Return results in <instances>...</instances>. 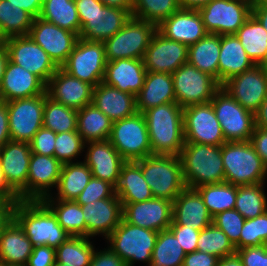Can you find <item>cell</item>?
<instances>
[{
  "label": "cell",
  "mask_w": 267,
  "mask_h": 266,
  "mask_svg": "<svg viewBox=\"0 0 267 266\" xmlns=\"http://www.w3.org/2000/svg\"><path fill=\"white\" fill-rule=\"evenodd\" d=\"M143 115L152 155L179 156L185 144L183 108L177 102H171L149 108Z\"/></svg>",
  "instance_id": "cell-1"
},
{
  "label": "cell",
  "mask_w": 267,
  "mask_h": 266,
  "mask_svg": "<svg viewBox=\"0 0 267 266\" xmlns=\"http://www.w3.org/2000/svg\"><path fill=\"white\" fill-rule=\"evenodd\" d=\"M13 219L20 225L34 247L57 248L71 235L42 200H21L14 204Z\"/></svg>",
  "instance_id": "cell-2"
},
{
  "label": "cell",
  "mask_w": 267,
  "mask_h": 266,
  "mask_svg": "<svg viewBox=\"0 0 267 266\" xmlns=\"http://www.w3.org/2000/svg\"><path fill=\"white\" fill-rule=\"evenodd\" d=\"M179 157L186 187L225 182L221 146L185 143Z\"/></svg>",
  "instance_id": "cell-3"
},
{
  "label": "cell",
  "mask_w": 267,
  "mask_h": 266,
  "mask_svg": "<svg viewBox=\"0 0 267 266\" xmlns=\"http://www.w3.org/2000/svg\"><path fill=\"white\" fill-rule=\"evenodd\" d=\"M81 22L79 38L104 42L131 19L132 8L105 6L100 0H74Z\"/></svg>",
  "instance_id": "cell-4"
},
{
  "label": "cell",
  "mask_w": 267,
  "mask_h": 266,
  "mask_svg": "<svg viewBox=\"0 0 267 266\" xmlns=\"http://www.w3.org/2000/svg\"><path fill=\"white\" fill-rule=\"evenodd\" d=\"M225 182L239 186L265 183L267 168L250 141L221 145Z\"/></svg>",
  "instance_id": "cell-5"
},
{
  "label": "cell",
  "mask_w": 267,
  "mask_h": 266,
  "mask_svg": "<svg viewBox=\"0 0 267 266\" xmlns=\"http://www.w3.org/2000/svg\"><path fill=\"white\" fill-rule=\"evenodd\" d=\"M154 197L174 201L186 188L179 156L150 155L135 161Z\"/></svg>",
  "instance_id": "cell-6"
},
{
  "label": "cell",
  "mask_w": 267,
  "mask_h": 266,
  "mask_svg": "<svg viewBox=\"0 0 267 266\" xmlns=\"http://www.w3.org/2000/svg\"><path fill=\"white\" fill-rule=\"evenodd\" d=\"M157 235L156 231L132 225L122 218L106 242L127 266H134L137 261L150 266Z\"/></svg>",
  "instance_id": "cell-7"
},
{
  "label": "cell",
  "mask_w": 267,
  "mask_h": 266,
  "mask_svg": "<svg viewBox=\"0 0 267 266\" xmlns=\"http://www.w3.org/2000/svg\"><path fill=\"white\" fill-rule=\"evenodd\" d=\"M156 31V24L131 17L122 29L103 42L107 62L143 59Z\"/></svg>",
  "instance_id": "cell-8"
},
{
  "label": "cell",
  "mask_w": 267,
  "mask_h": 266,
  "mask_svg": "<svg viewBox=\"0 0 267 266\" xmlns=\"http://www.w3.org/2000/svg\"><path fill=\"white\" fill-rule=\"evenodd\" d=\"M126 161H137L152 155L147 122L143 113L114 121L108 139Z\"/></svg>",
  "instance_id": "cell-9"
},
{
  "label": "cell",
  "mask_w": 267,
  "mask_h": 266,
  "mask_svg": "<svg viewBox=\"0 0 267 266\" xmlns=\"http://www.w3.org/2000/svg\"><path fill=\"white\" fill-rule=\"evenodd\" d=\"M210 102L226 142L250 141L255 129L254 113L246 110L222 88Z\"/></svg>",
  "instance_id": "cell-10"
},
{
  "label": "cell",
  "mask_w": 267,
  "mask_h": 266,
  "mask_svg": "<svg viewBox=\"0 0 267 266\" xmlns=\"http://www.w3.org/2000/svg\"><path fill=\"white\" fill-rule=\"evenodd\" d=\"M106 64L103 42L79 38L61 68L69 75L95 87L103 82Z\"/></svg>",
  "instance_id": "cell-11"
},
{
  "label": "cell",
  "mask_w": 267,
  "mask_h": 266,
  "mask_svg": "<svg viewBox=\"0 0 267 266\" xmlns=\"http://www.w3.org/2000/svg\"><path fill=\"white\" fill-rule=\"evenodd\" d=\"M176 102L185 108L210 102L221 88L218 81L195 66L185 63L172 73Z\"/></svg>",
  "instance_id": "cell-12"
},
{
  "label": "cell",
  "mask_w": 267,
  "mask_h": 266,
  "mask_svg": "<svg viewBox=\"0 0 267 266\" xmlns=\"http://www.w3.org/2000/svg\"><path fill=\"white\" fill-rule=\"evenodd\" d=\"M250 0H212L198 9L209 34L231 35L251 15Z\"/></svg>",
  "instance_id": "cell-13"
},
{
  "label": "cell",
  "mask_w": 267,
  "mask_h": 266,
  "mask_svg": "<svg viewBox=\"0 0 267 266\" xmlns=\"http://www.w3.org/2000/svg\"><path fill=\"white\" fill-rule=\"evenodd\" d=\"M6 103L11 141L30 143L43 127L45 94Z\"/></svg>",
  "instance_id": "cell-14"
},
{
  "label": "cell",
  "mask_w": 267,
  "mask_h": 266,
  "mask_svg": "<svg viewBox=\"0 0 267 266\" xmlns=\"http://www.w3.org/2000/svg\"><path fill=\"white\" fill-rule=\"evenodd\" d=\"M183 126L185 143L221 146L226 142L211 102L183 108Z\"/></svg>",
  "instance_id": "cell-15"
},
{
  "label": "cell",
  "mask_w": 267,
  "mask_h": 266,
  "mask_svg": "<svg viewBox=\"0 0 267 266\" xmlns=\"http://www.w3.org/2000/svg\"><path fill=\"white\" fill-rule=\"evenodd\" d=\"M5 48L10 62L35 74L45 84L58 69L44 49L35 43L29 35L8 37Z\"/></svg>",
  "instance_id": "cell-16"
},
{
  "label": "cell",
  "mask_w": 267,
  "mask_h": 266,
  "mask_svg": "<svg viewBox=\"0 0 267 266\" xmlns=\"http://www.w3.org/2000/svg\"><path fill=\"white\" fill-rule=\"evenodd\" d=\"M246 110L255 113L267 96V68L256 64L221 85Z\"/></svg>",
  "instance_id": "cell-17"
},
{
  "label": "cell",
  "mask_w": 267,
  "mask_h": 266,
  "mask_svg": "<svg viewBox=\"0 0 267 266\" xmlns=\"http://www.w3.org/2000/svg\"><path fill=\"white\" fill-rule=\"evenodd\" d=\"M49 55L58 68H61L73 51L79 35L62 29L40 17L34 18L28 34Z\"/></svg>",
  "instance_id": "cell-18"
},
{
  "label": "cell",
  "mask_w": 267,
  "mask_h": 266,
  "mask_svg": "<svg viewBox=\"0 0 267 266\" xmlns=\"http://www.w3.org/2000/svg\"><path fill=\"white\" fill-rule=\"evenodd\" d=\"M143 62L147 72L172 74L188 63V46L166 38L157 30L145 52Z\"/></svg>",
  "instance_id": "cell-19"
},
{
  "label": "cell",
  "mask_w": 267,
  "mask_h": 266,
  "mask_svg": "<svg viewBox=\"0 0 267 266\" xmlns=\"http://www.w3.org/2000/svg\"><path fill=\"white\" fill-rule=\"evenodd\" d=\"M122 206V218L132 225L160 232L169 229L172 223L173 202L168 199L153 197Z\"/></svg>",
  "instance_id": "cell-20"
},
{
  "label": "cell",
  "mask_w": 267,
  "mask_h": 266,
  "mask_svg": "<svg viewBox=\"0 0 267 266\" xmlns=\"http://www.w3.org/2000/svg\"><path fill=\"white\" fill-rule=\"evenodd\" d=\"M31 153L30 143L11 140L0 149L4 177L20 200H27V177Z\"/></svg>",
  "instance_id": "cell-21"
},
{
  "label": "cell",
  "mask_w": 267,
  "mask_h": 266,
  "mask_svg": "<svg viewBox=\"0 0 267 266\" xmlns=\"http://www.w3.org/2000/svg\"><path fill=\"white\" fill-rule=\"evenodd\" d=\"M93 89L91 84L69 75L62 68H58L46 84L49 98L76 111L92 103Z\"/></svg>",
  "instance_id": "cell-22"
},
{
  "label": "cell",
  "mask_w": 267,
  "mask_h": 266,
  "mask_svg": "<svg viewBox=\"0 0 267 266\" xmlns=\"http://www.w3.org/2000/svg\"><path fill=\"white\" fill-rule=\"evenodd\" d=\"M63 164L54 156L31 153L27 177V200H43L57 187Z\"/></svg>",
  "instance_id": "cell-23"
},
{
  "label": "cell",
  "mask_w": 267,
  "mask_h": 266,
  "mask_svg": "<svg viewBox=\"0 0 267 266\" xmlns=\"http://www.w3.org/2000/svg\"><path fill=\"white\" fill-rule=\"evenodd\" d=\"M86 224V237L104 236L106 239L122 220V203L115 194L81 205Z\"/></svg>",
  "instance_id": "cell-24"
},
{
  "label": "cell",
  "mask_w": 267,
  "mask_h": 266,
  "mask_svg": "<svg viewBox=\"0 0 267 266\" xmlns=\"http://www.w3.org/2000/svg\"><path fill=\"white\" fill-rule=\"evenodd\" d=\"M88 147V148H87ZM84 163L92 172V177L117 186L122 166L126 161L109 140L85 143Z\"/></svg>",
  "instance_id": "cell-25"
},
{
  "label": "cell",
  "mask_w": 267,
  "mask_h": 266,
  "mask_svg": "<svg viewBox=\"0 0 267 266\" xmlns=\"http://www.w3.org/2000/svg\"><path fill=\"white\" fill-rule=\"evenodd\" d=\"M157 30L166 38L187 46L198 42L208 34L197 9L180 8L169 18L164 19L157 26Z\"/></svg>",
  "instance_id": "cell-26"
},
{
  "label": "cell",
  "mask_w": 267,
  "mask_h": 266,
  "mask_svg": "<svg viewBox=\"0 0 267 266\" xmlns=\"http://www.w3.org/2000/svg\"><path fill=\"white\" fill-rule=\"evenodd\" d=\"M46 93V84L35 74L8 60L0 86V101L30 98Z\"/></svg>",
  "instance_id": "cell-27"
},
{
  "label": "cell",
  "mask_w": 267,
  "mask_h": 266,
  "mask_svg": "<svg viewBox=\"0 0 267 266\" xmlns=\"http://www.w3.org/2000/svg\"><path fill=\"white\" fill-rule=\"evenodd\" d=\"M213 223L207 206L196 189L186 187L173 201L172 223L202 230Z\"/></svg>",
  "instance_id": "cell-28"
},
{
  "label": "cell",
  "mask_w": 267,
  "mask_h": 266,
  "mask_svg": "<svg viewBox=\"0 0 267 266\" xmlns=\"http://www.w3.org/2000/svg\"><path fill=\"white\" fill-rule=\"evenodd\" d=\"M146 73L143 59H117L107 62L103 83L136 96L144 85Z\"/></svg>",
  "instance_id": "cell-29"
},
{
  "label": "cell",
  "mask_w": 267,
  "mask_h": 266,
  "mask_svg": "<svg viewBox=\"0 0 267 266\" xmlns=\"http://www.w3.org/2000/svg\"><path fill=\"white\" fill-rule=\"evenodd\" d=\"M92 103L113 122L135 115L136 96L100 82L93 89Z\"/></svg>",
  "instance_id": "cell-30"
},
{
  "label": "cell",
  "mask_w": 267,
  "mask_h": 266,
  "mask_svg": "<svg viewBox=\"0 0 267 266\" xmlns=\"http://www.w3.org/2000/svg\"><path fill=\"white\" fill-rule=\"evenodd\" d=\"M33 247L23 229L12 218L0 236V264L26 266Z\"/></svg>",
  "instance_id": "cell-31"
},
{
  "label": "cell",
  "mask_w": 267,
  "mask_h": 266,
  "mask_svg": "<svg viewBox=\"0 0 267 266\" xmlns=\"http://www.w3.org/2000/svg\"><path fill=\"white\" fill-rule=\"evenodd\" d=\"M256 65L246 54L235 34L220 35V54L218 62V83L222 85L235 75Z\"/></svg>",
  "instance_id": "cell-32"
},
{
  "label": "cell",
  "mask_w": 267,
  "mask_h": 266,
  "mask_svg": "<svg viewBox=\"0 0 267 266\" xmlns=\"http://www.w3.org/2000/svg\"><path fill=\"white\" fill-rule=\"evenodd\" d=\"M171 102H176L172 74L147 72L144 85L136 95L137 111L143 113L149 108Z\"/></svg>",
  "instance_id": "cell-33"
},
{
  "label": "cell",
  "mask_w": 267,
  "mask_h": 266,
  "mask_svg": "<svg viewBox=\"0 0 267 266\" xmlns=\"http://www.w3.org/2000/svg\"><path fill=\"white\" fill-rule=\"evenodd\" d=\"M115 194L121 203H138L154 197L141 167L135 161L126 162L122 166Z\"/></svg>",
  "instance_id": "cell-34"
},
{
  "label": "cell",
  "mask_w": 267,
  "mask_h": 266,
  "mask_svg": "<svg viewBox=\"0 0 267 266\" xmlns=\"http://www.w3.org/2000/svg\"><path fill=\"white\" fill-rule=\"evenodd\" d=\"M91 178L92 172L83 161L65 163L56 187L57 193L54 192L44 199L75 200Z\"/></svg>",
  "instance_id": "cell-35"
},
{
  "label": "cell",
  "mask_w": 267,
  "mask_h": 266,
  "mask_svg": "<svg viewBox=\"0 0 267 266\" xmlns=\"http://www.w3.org/2000/svg\"><path fill=\"white\" fill-rule=\"evenodd\" d=\"M113 121L93 103L77 111V132L85 142L108 140Z\"/></svg>",
  "instance_id": "cell-36"
},
{
  "label": "cell",
  "mask_w": 267,
  "mask_h": 266,
  "mask_svg": "<svg viewBox=\"0 0 267 266\" xmlns=\"http://www.w3.org/2000/svg\"><path fill=\"white\" fill-rule=\"evenodd\" d=\"M219 54L220 35L208 33L198 42L188 46V63L218 81Z\"/></svg>",
  "instance_id": "cell-37"
},
{
  "label": "cell",
  "mask_w": 267,
  "mask_h": 266,
  "mask_svg": "<svg viewBox=\"0 0 267 266\" xmlns=\"http://www.w3.org/2000/svg\"><path fill=\"white\" fill-rule=\"evenodd\" d=\"M235 35L253 62L265 67L267 30L261 23L251 14Z\"/></svg>",
  "instance_id": "cell-38"
},
{
  "label": "cell",
  "mask_w": 267,
  "mask_h": 266,
  "mask_svg": "<svg viewBox=\"0 0 267 266\" xmlns=\"http://www.w3.org/2000/svg\"><path fill=\"white\" fill-rule=\"evenodd\" d=\"M39 17L80 35L81 22L74 0H44Z\"/></svg>",
  "instance_id": "cell-39"
},
{
  "label": "cell",
  "mask_w": 267,
  "mask_h": 266,
  "mask_svg": "<svg viewBox=\"0 0 267 266\" xmlns=\"http://www.w3.org/2000/svg\"><path fill=\"white\" fill-rule=\"evenodd\" d=\"M57 217L59 225L71 236L86 237V224L81 205L75 200L43 199Z\"/></svg>",
  "instance_id": "cell-40"
},
{
  "label": "cell",
  "mask_w": 267,
  "mask_h": 266,
  "mask_svg": "<svg viewBox=\"0 0 267 266\" xmlns=\"http://www.w3.org/2000/svg\"><path fill=\"white\" fill-rule=\"evenodd\" d=\"M195 189L201 195L212 217L220 212L234 209L235 207L237 195L236 185L222 182L199 186Z\"/></svg>",
  "instance_id": "cell-41"
},
{
  "label": "cell",
  "mask_w": 267,
  "mask_h": 266,
  "mask_svg": "<svg viewBox=\"0 0 267 266\" xmlns=\"http://www.w3.org/2000/svg\"><path fill=\"white\" fill-rule=\"evenodd\" d=\"M90 237L70 236L56 250V262L70 266H90L95 246Z\"/></svg>",
  "instance_id": "cell-42"
},
{
  "label": "cell",
  "mask_w": 267,
  "mask_h": 266,
  "mask_svg": "<svg viewBox=\"0 0 267 266\" xmlns=\"http://www.w3.org/2000/svg\"><path fill=\"white\" fill-rule=\"evenodd\" d=\"M265 183L237 186L236 209L245 219H253L267 211Z\"/></svg>",
  "instance_id": "cell-43"
},
{
  "label": "cell",
  "mask_w": 267,
  "mask_h": 266,
  "mask_svg": "<svg viewBox=\"0 0 267 266\" xmlns=\"http://www.w3.org/2000/svg\"><path fill=\"white\" fill-rule=\"evenodd\" d=\"M185 251L170 229L158 232L150 266H183Z\"/></svg>",
  "instance_id": "cell-44"
},
{
  "label": "cell",
  "mask_w": 267,
  "mask_h": 266,
  "mask_svg": "<svg viewBox=\"0 0 267 266\" xmlns=\"http://www.w3.org/2000/svg\"><path fill=\"white\" fill-rule=\"evenodd\" d=\"M43 127L56 134L77 131V111L52 100L45 93Z\"/></svg>",
  "instance_id": "cell-45"
},
{
  "label": "cell",
  "mask_w": 267,
  "mask_h": 266,
  "mask_svg": "<svg viewBox=\"0 0 267 266\" xmlns=\"http://www.w3.org/2000/svg\"><path fill=\"white\" fill-rule=\"evenodd\" d=\"M33 21L34 17L25 10L0 0V27L7 38L28 35Z\"/></svg>",
  "instance_id": "cell-46"
},
{
  "label": "cell",
  "mask_w": 267,
  "mask_h": 266,
  "mask_svg": "<svg viewBox=\"0 0 267 266\" xmlns=\"http://www.w3.org/2000/svg\"><path fill=\"white\" fill-rule=\"evenodd\" d=\"M178 0H133L132 17L157 26L180 9Z\"/></svg>",
  "instance_id": "cell-47"
},
{
  "label": "cell",
  "mask_w": 267,
  "mask_h": 266,
  "mask_svg": "<svg viewBox=\"0 0 267 266\" xmlns=\"http://www.w3.org/2000/svg\"><path fill=\"white\" fill-rule=\"evenodd\" d=\"M197 250L215 255L218 258L236 252L235 247L229 241L226 234L213 223L200 231Z\"/></svg>",
  "instance_id": "cell-48"
},
{
  "label": "cell",
  "mask_w": 267,
  "mask_h": 266,
  "mask_svg": "<svg viewBox=\"0 0 267 266\" xmlns=\"http://www.w3.org/2000/svg\"><path fill=\"white\" fill-rule=\"evenodd\" d=\"M85 143L77 131L56 134L54 157L62 164L80 162L77 158L85 151Z\"/></svg>",
  "instance_id": "cell-49"
},
{
  "label": "cell",
  "mask_w": 267,
  "mask_h": 266,
  "mask_svg": "<svg viewBox=\"0 0 267 266\" xmlns=\"http://www.w3.org/2000/svg\"><path fill=\"white\" fill-rule=\"evenodd\" d=\"M267 244V211L253 219H245L235 250Z\"/></svg>",
  "instance_id": "cell-50"
},
{
  "label": "cell",
  "mask_w": 267,
  "mask_h": 266,
  "mask_svg": "<svg viewBox=\"0 0 267 266\" xmlns=\"http://www.w3.org/2000/svg\"><path fill=\"white\" fill-rule=\"evenodd\" d=\"M244 221L245 218L236 209L220 212L213 217V224L226 234L233 246L239 242Z\"/></svg>",
  "instance_id": "cell-51"
},
{
  "label": "cell",
  "mask_w": 267,
  "mask_h": 266,
  "mask_svg": "<svg viewBox=\"0 0 267 266\" xmlns=\"http://www.w3.org/2000/svg\"><path fill=\"white\" fill-rule=\"evenodd\" d=\"M115 195V187L107 181L92 177L81 194L75 199L79 205H85Z\"/></svg>",
  "instance_id": "cell-52"
},
{
  "label": "cell",
  "mask_w": 267,
  "mask_h": 266,
  "mask_svg": "<svg viewBox=\"0 0 267 266\" xmlns=\"http://www.w3.org/2000/svg\"><path fill=\"white\" fill-rule=\"evenodd\" d=\"M56 133L40 128L30 141L31 152L39 155L54 156Z\"/></svg>",
  "instance_id": "cell-53"
},
{
  "label": "cell",
  "mask_w": 267,
  "mask_h": 266,
  "mask_svg": "<svg viewBox=\"0 0 267 266\" xmlns=\"http://www.w3.org/2000/svg\"><path fill=\"white\" fill-rule=\"evenodd\" d=\"M169 229L178 239L180 246L185 253H191L197 250V241L200 235V230L193 227H186L181 224H171Z\"/></svg>",
  "instance_id": "cell-54"
},
{
  "label": "cell",
  "mask_w": 267,
  "mask_h": 266,
  "mask_svg": "<svg viewBox=\"0 0 267 266\" xmlns=\"http://www.w3.org/2000/svg\"><path fill=\"white\" fill-rule=\"evenodd\" d=\"M243 266H267V244L236 250Z\"/></svg>",
  "instance_id": "cell-55"
},
{
  "label": "cell",
  "mask_w": 267,
  "mask_h": 266,
  "mask_svg": "<svg viewBox=\"0 0 267 266\" xmlns=\"http://www.w3.org/2000/svg\"><path fill=\"white\" fill-rule=\"evenodd\" d=\"M56 263V250L47 245L33 247L26 266H54Z\"/></svg>",
  "instance_id": "cell-56"
},
{
  "label": "cell",
  "mask_w": 267,
  "mask_h": 266,
  "mask_svg": "<svg viewBox=\"0 0 267 266\" xmlns=\"http://www.w3.org/2000/svg\"><path fill=\"white\" fill-rule=\"evenodd\" d=\"M90 266H127V264L107 246L100 251L94 250Z\"/></svg>",
  "instance_id": "cell-57"
},
{
  "label": "cell",
  "mask_w": 267,
  "mask_h": 266,
  "mask_svg": "<svg viewBox=\"0 0 267 266\" xmlns=\"http://www.w3.org/2000/svg\"><path fill=\"white\" fill-rule=\"evenodd\" d=\"M219 258L198 250L185 255L183 266H217Z\"/></svg>",
  "instance_id": "cell-58"
},
{
  "label": "cell",
  "mask_w": 267,
  "mask_h": 266,
  "mask_svg": "<svg viewBox=\"0 0 267 266\" xmlns=\"http://www.w3.org/2000/svg\"><path fill=\"white\" fill-rule=\"evenodd\" d=\"M250 142L267 168V128L255 127Z\"/></svg>",
  "instance_id": "cell-59"
},
{
  "label": "cell",
  "mask_w": 267,
  "mask_h": 266,
  "mask_svg": "<svg viewBox=\"0 0 267 266\" xmlns=\"http://www.w3.org/2000/svg\"><path fill=\"white\" fill-rule=\"evenodd\" d=\"M10 140L7 103L0 101V149Z\"/></svg>",
  "instance_id": "cell-60"
},
{
  "label": "cell",
  "mask_w": 267,
  "mask_h": 266,
  "mask_svg": "<svg viewBox=\"0 0 267 266\" xmlns=\"http://www.w3.org/2000/svg\"><path fill=\"white\" fill-rule=\"evenodd\" d=\"M0 200L15 204L20 200V197L8 185L2 170L0 158Z\"/></svg>",
  "instance_id": "cell-61"
},
{
  "label": "cell",
  "mask_w": 267,
  "mask_h": 266,
  "mask_svg": "<svg viewBox=\"0 0 267 266\" xmlns=\"http://www.w3.org/2000/svg\"><path fill=\"white\" fill-rule=\"evenodd\" d=\"M31 14L34 18L39 17L43 0H7Z\"/></svg>",
  "instance_id": "cell-62"
},
{
  "label": "cell",
  "mask_w": 267,
  "mask_h": 266,
  "mask_svg": "<svg viewBox=\"0 0 267 266\" xmlns=\"http://www.w3.org/2000/svg\"><path fill=\"white\" fill-rule=\"evenodd\" d=\"M13 208V204L0 200V236L3 228L13 218Z\"/></svg>",
  "instance_id": "cell-63"
},
{
  "label": "cell",
  "mask_w": 267,
  "mask_h": 266,
  "mask_svg": "<svg viewBox=\"0 0 267 266\" xmlns=\"http://www.w3.org/2000/svg\"><path fill=\"white\" fill-rule=\"evenodd\" d=\"M255 127L267 128V96L254 113Z\"/></svg>",
  "instance_id": "cell-64"
},
{
  "label": "cell",
  "mask_w": 267,
  "mask_h": 266,
  "mask_svg": "<svg viewBox=\"0 0 267 266\" xmlns=\"http://www.w3.org/2000/svg\"><path fill=\"white\" fill-rule=\"evenodd\" d=\"M251 14L267 30V5H252Z\"/></svg>",
  "instance_id": "cell-65"
},
{
  "label": "cell",
  "mask_w": 267,
  "mask_h": 266,
  "mask_svg": "<svg viewBox=\"0 0 267 266\" xmlns=\"http://www.w3.org/2000/svg\"><path fill=\"white\" fill-rule=\"evenodd\" d=\"M217 266H243V262L238 253L235 252L234 254L219 258Z\"/></svg>",
  "instance_id": "cell-66"
},
{
  "label": "cell",
  "mask_w": 267,
  "mask_h": 266,
  "mask_svg": "<svg viewBox=\"0 0 267 266\" xmlns=\"http://www.w3.org/2000/svg\"><path fill=\"white\" fill-rule=\"evenodd\" d=\"M211 1L212 0H178L181 8L197 10Z\"/></svg>",
  "instance_id": "cell-67"
},
{
  "label": "cell",
  "mask_w": 267,
  "mask_h": 266,
  "mask_svg": "<svg viewBox=\"0 0 267 266\" xmlns=\"http://www.w3.org/2000/svg\"><path fill=\"white\" fill-rule=\"evenodd\" d=\"M105 6L115 8H132L133 0H100Z\"/></svg>",
  "instance_id": "cell-68"
},
{
  "label": "cell",
  "mask_w": 267,
  "mask_h": 266,
  "mask_svg": "<svg viewBox=\"0 0 267 266\" xmlns=\"http://www.w3.org/2000/svg\"><path fill=\"white\" fill-rule=\"evenodd\" d=\"M8 62V53L5 46L0 47V86L3 81V75L5 73V68Z\"/></svg>",
  "instance_id": "cell-69"
},
{
  "label": "cell",
  "mask_w": 267,
  "mask_h": 266,
  "mask_svg": "<svg viewBox=\"0 0 267 266\" xmlns=\"http://www.w3.org/2000/svg\"><path fill=\"white\" fill-rule=\"evenodd\" d=\"M7 41V37L5 36V34L2 32V29L0 27V47L1 46H5V43Z\"/></svg>",
  "instance_id": "cell-70"
},
{
  "label": "cell",
  "mask_w": 267,
  "mask_h": 266,
  "mask_svg": "<svg viewBox=\"0 0 267 266\" xmlns=\"http://www.w3.org/2000/svg\"><path fill=\"white\" fill-rule=\"evenodd\" d=\"M251 5H267V0H250Z\"/></svg>",
  "instance_id": "cell-71"
},
{
  "label": "cell",
  "mask_w": 267,
  "mask_h": 266,
  "mask_svg": "<svg viewBox=\"0 0 267 266\" xmlns=\"http://www.w3.org/2000/svg\"><path fill=\"white\" fill-rule=\"evenodd\" d=\"M54 266H70V265L56 262Z\"/></svg>",
  "instance_id": "cell-72"
},
{
  "label": "cell",
  "mask_w": 267,
  "mask_h": 266,
  "mask_svg": "<svg viewBox=\"0 0 267 266\" xmlns=\"http://www.w3.org/2000/svg\"><path fill=\"white\" fill-rule=\"evenodd\" d=\"M265 67L267 68V50H266V55H265Z\"/></svg>",
  "instance_id": "cell-73"
}]
</instances>
